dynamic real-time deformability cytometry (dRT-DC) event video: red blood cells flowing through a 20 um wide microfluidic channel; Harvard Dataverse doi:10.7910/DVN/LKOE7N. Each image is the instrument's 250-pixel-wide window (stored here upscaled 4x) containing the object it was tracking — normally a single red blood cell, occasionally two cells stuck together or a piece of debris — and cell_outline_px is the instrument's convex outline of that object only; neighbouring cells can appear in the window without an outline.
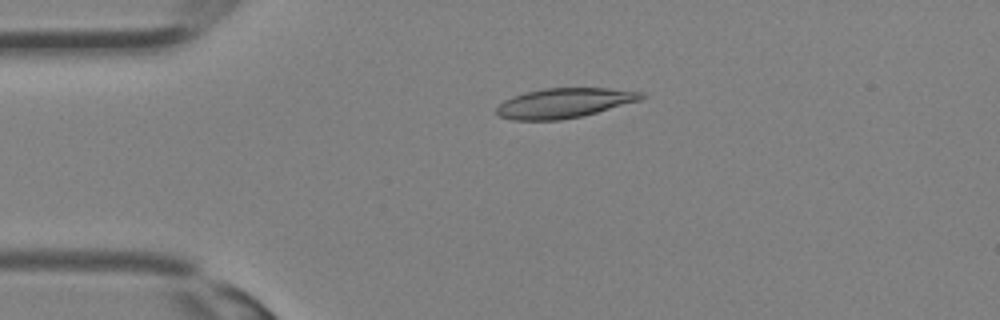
{"species": "Egyptian fruit bat (a non-hibernating species)", "species_latin": "Rousettus aegyptiacus", "temperature_condition": "room temperature", "stored_images_in_passage": 8, "camera_frame_rate_fps": 3000, "um_per_image_px": 0.085, "animal": {"sex": "female"}, "frame": {"image": 1, "passage_image": 6, "time_ms": 1.667, "image_size_px": [1000, 320], "cell_outline_px": [[648, 96], [640, 100], [584, 116], [560, 120], [512, 120], [500, 116], [496, 112], [496, 108], [504, 100], [524, 92], [544, 88], [608, 88], [640, 92]], "centroid_in_image_um": [47.96, 8.76], "position_along_channel_um": 37.0, "area_um2": 25.14}}